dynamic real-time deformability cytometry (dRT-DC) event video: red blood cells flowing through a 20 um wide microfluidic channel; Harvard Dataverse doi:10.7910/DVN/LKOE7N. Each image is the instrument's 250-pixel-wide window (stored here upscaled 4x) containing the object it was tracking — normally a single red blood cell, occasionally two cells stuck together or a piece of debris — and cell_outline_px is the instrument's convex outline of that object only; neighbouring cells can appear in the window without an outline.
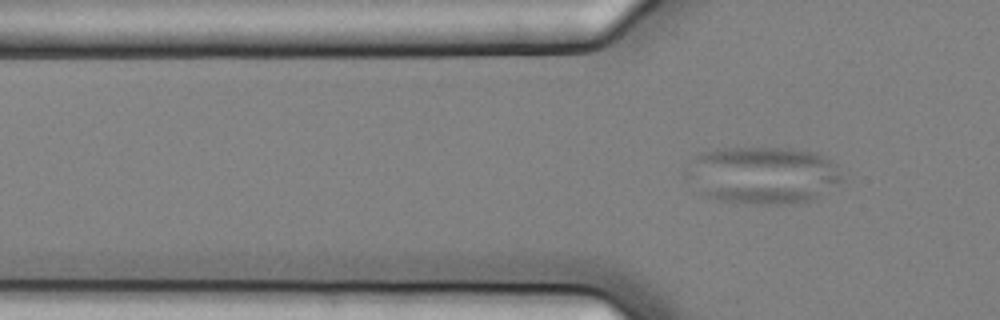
{"species": "common noctule bat (a hibernating species)", "species_latin": "Nyctalus noctula", "temperature_condition": "cold", "stored_images_in_passage": 5, "camera_frame_rate_fps": 3000, "um_per_image_px": 0.085, "animal": {"sex": "female", "body_mass_g": 25.1}, "frame": {"image": 1, "passage_image": 5, "time_ms": 1.333, "image_size_px": [1000, 320], "cell_outline_px": [[844, 180], [816, 200], [796, 204], [756, 204], [720, 200], [704, 196], [684, 180], [684, 172], [696, 156], [700, 152], [716, 148], [792, 148], [812, 152], [824, 156], [832, 160], [836, 164]], "centroid_in_image_um": [64.82, 14.9], "position_along_channel_um": 61.0, "area_um2": 53.12}}